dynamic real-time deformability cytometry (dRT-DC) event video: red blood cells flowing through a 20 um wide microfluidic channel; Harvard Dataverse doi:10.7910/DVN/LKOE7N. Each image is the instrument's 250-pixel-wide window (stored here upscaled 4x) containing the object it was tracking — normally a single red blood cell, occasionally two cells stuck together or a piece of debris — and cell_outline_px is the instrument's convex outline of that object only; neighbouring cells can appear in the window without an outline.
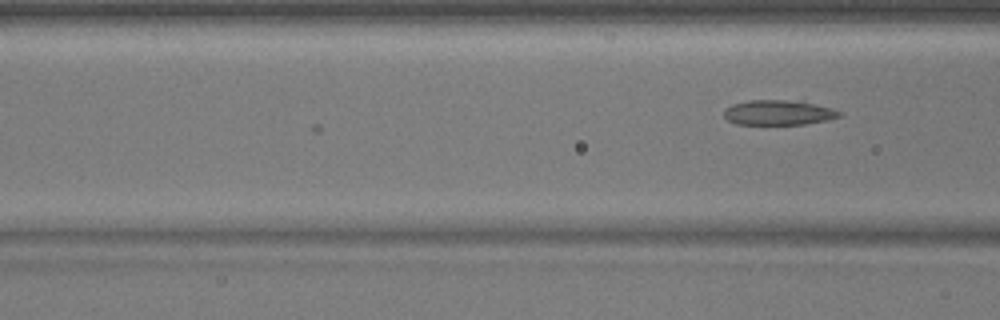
{"species": "common noctule bat (a hibernating species)", "species_latin": "Nyctalus noctula", "temperature_condition": "warm", "stored_images_in_passage": 7, "camera_frame_rate_fps": 3000, "um_per_image_px": 0.085, "animal": {"sex": "male", "body_mass_g": 17.9}, "frame": {"image": 1, "passage_image": 7, "time_ms": 2.0, "image_size_px": [1000, 320], "cell_outline_px": [[844, 116], [828, 120], [804, 124], [736, 124], [728, 120], [724, 116], [724, 112], [732, 104], [748, 100], [788, 100], [816, 104], [832, 108], [840, 112]], "centroid_in_image_um": [66.2, 9.57], "position_along_channel_um": 100.4, "area_um2": 16.7}}